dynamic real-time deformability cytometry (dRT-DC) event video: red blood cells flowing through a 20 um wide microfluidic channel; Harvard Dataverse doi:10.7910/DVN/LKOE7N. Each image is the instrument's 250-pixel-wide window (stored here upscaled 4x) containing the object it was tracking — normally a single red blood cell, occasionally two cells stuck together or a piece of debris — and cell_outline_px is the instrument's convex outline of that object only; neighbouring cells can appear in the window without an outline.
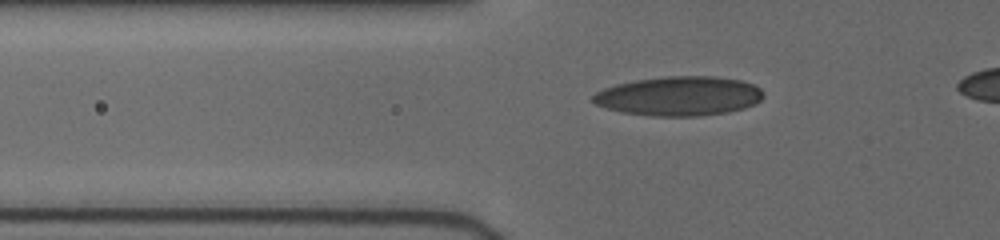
{"species": "human", "species_latin": "Homo sapiens", "temperature_condition": "cold", "stored_images_in_passage": 22, "camera_frame_rate_fps": 3000, "um_per_image_px": 0.085, "donor": {"sex": "female"}, "frame": {"image": 1, "passage_image": 6, "time_ms": 1.333, "image_size_px": [1000, 240], "cell_outline_px": [[764, 96], [760, 100], [744, 108], [728, 112], [700, 116], [652, 116], [624, 112], [608, 108], [596, 104], [592, 100], [592, 96], [596, 92], [604, 88], [616, 84], [636, 80], [668, 76], [716, 76], [740, 80], [752, 84], [760, 88]], "centroid_in_image_um": [57.73, 8.16], "position_along_channel_um": 68.1, "area_um2": 38.9}}
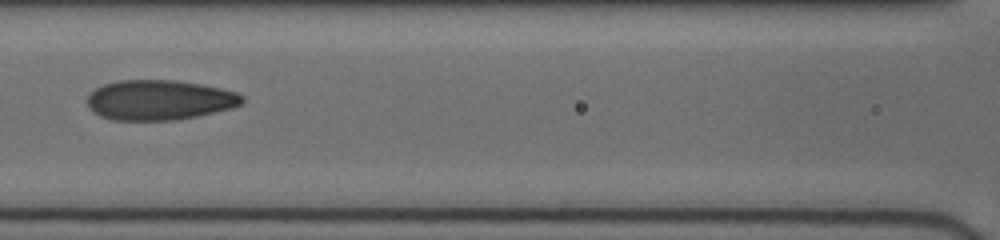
{"frame": {"image": 2, "passage_image": 13, "time_ms": 3.667, "image_size_px": [1000, 240], "cell_outline_px": [[244, 100], [240, 104], [232, 108], [196, 116], [176, 120], [112, 120], [100, 116], [92, 112], [88, 108], [88, 96], [96, 88], [104, 84], [116, 80], [176, 80], [200, 84], [220, 88], [236, 92], [244, 96]], "centroid_in_image_um": [13.53, 8.5], "position_along_channel_um": 153.1, "area_um2": 36.18}}
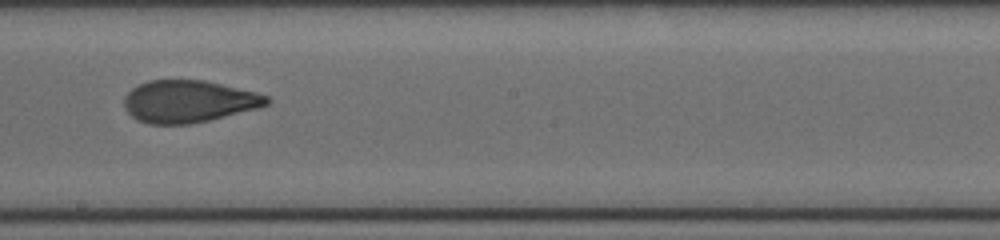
{"frame": {"image": 3, "passage_image": 20, "time_ms": 5.667, "image_size_px": [1000, 240], "cell_outline_px": [[272, 100], [268, 104], [260, 108], [208, 120], [188, 124], [148, 124], [136, 120], [124, 108], [124, 96], [132, 88], [148, 80], [204, 80], [256, 92], [268, 96]], "centroid_in_image_um": [16.03, 8.62], "position_along_channel_um": 232.2, "area_um2": 35.14}}